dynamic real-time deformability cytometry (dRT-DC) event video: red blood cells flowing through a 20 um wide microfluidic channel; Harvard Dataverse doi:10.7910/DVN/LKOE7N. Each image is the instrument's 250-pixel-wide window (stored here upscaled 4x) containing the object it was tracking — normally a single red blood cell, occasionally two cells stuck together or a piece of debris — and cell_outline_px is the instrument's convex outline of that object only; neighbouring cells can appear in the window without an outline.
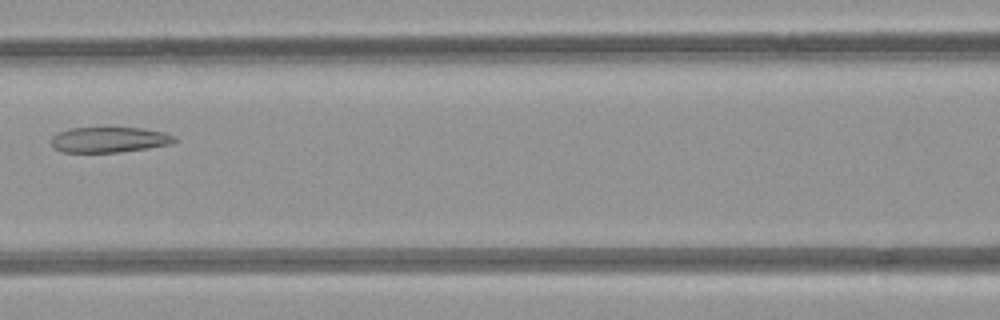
{"species": "common noctule bat (a hibernating species)", "species_latin": "Nyctalus noctula", "temperature_condition": "room temperature", "stored_images_in_passage": 3, "camera_frame_rate_fps": 3000, "um_per_image_px": 0.085, "animal": {"sex": "female", "body_mass_g": 21.9}, "frame": {"image": 1, "passage_image": 3, "time_ms": 2.0, "image_size_px": [1000, 320], "cell_outline_px": [[176, 140], [172, 144], [120, 152], [64, 152], [52, 148], [52, 136], [68, 128], [144, 128], [164, 132], [176, 136]], "centroid_in_image_um": [9.3, 11.87], "position_along_channel_um": 157.3, "area_um2": 18.26}}